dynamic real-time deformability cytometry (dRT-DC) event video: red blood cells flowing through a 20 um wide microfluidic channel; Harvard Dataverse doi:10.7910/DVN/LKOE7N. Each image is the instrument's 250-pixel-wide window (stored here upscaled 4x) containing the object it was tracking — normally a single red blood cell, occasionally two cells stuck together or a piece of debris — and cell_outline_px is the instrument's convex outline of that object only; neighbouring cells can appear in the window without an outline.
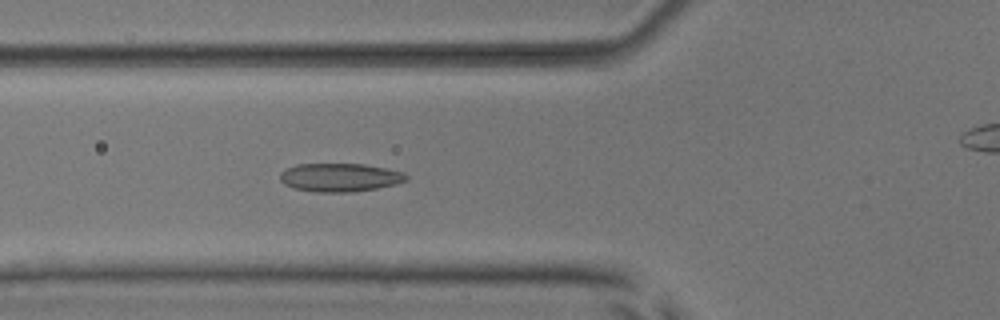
{"species": "common noctule bat (a hibernating species)", "species_latin": "Nyctalus noctula", "temperature_condition": "room temperature", "stored_images_in_passage": 38, "camera_frame_rate_fps": 3000, "um_per_image_px": 0.085, "animal": {"sex": "male", "body_mass_g": 17.9, "forearm_length_mm": 54.2}, "frame": {"image": 1, "passage_image": 3, "time_ms": 0.667, "image_size_px": [1000, 320], "cell_outline_px": [[408, 180], [396, 184], [376, 188], [352, 192], [316, 192], [292, 188], [284, 184], [280, 180], [280, 172], [296, 164], [364, 164], [404, 172], [408, 176]], "centroid_in_image_um": [28.88, 15.08], "position_along_channel_um": 96.9, "area_um2": 20.92}}
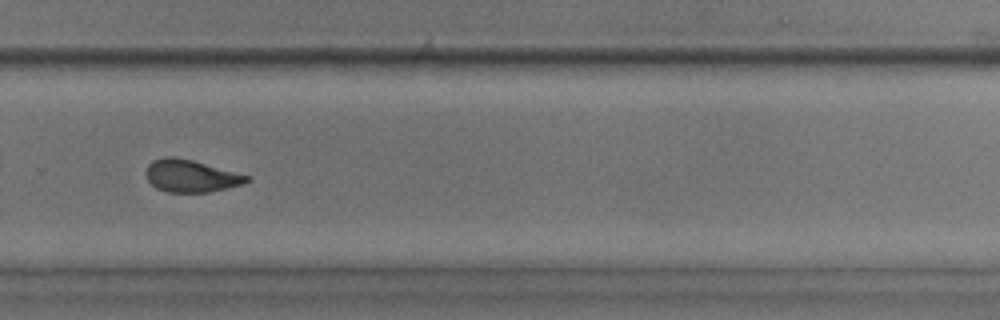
{"frame": {"image": 2, "passage_image": 20, "time_ms": 6.333, "image_size_px": [1000, 320], "cell_outline_px": [[252, 176], [244, 184], [208, 192], [168, 192], [156, 188], [148, 180], [144, 172], [148, 164], [152, 160], [164, 156], [172, 156], [192, 160]], "centroid_in_image_um": [16.21, 14.94], "position_along_channel_um": 313.6, "area_um2": 19.07}}
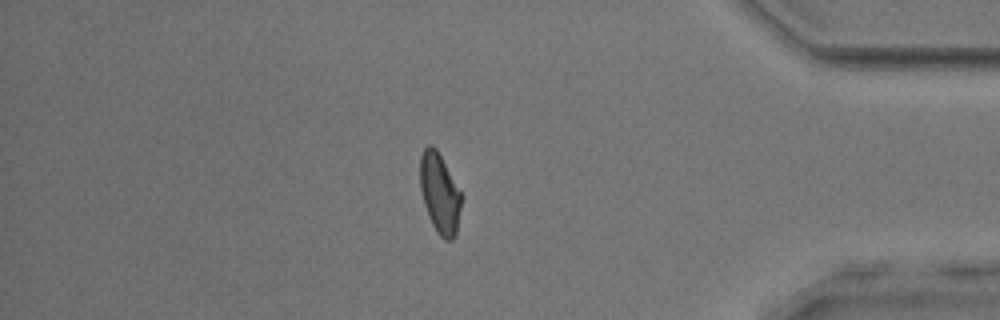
{"frame": {"image": 3, "passage_image": 29, "time_ms": 9.333, "image_size_px": [1000, 320], "cell_outline_px": [[460, 208], [456, 236], [452, 240], [444, 240], [436, 232], [428, 216], [424, 204], [420, 188], [420, 156], [424, 148], [428, 144], [432, 144], [436, 148], [460, 192]], "centroid_in_image_um": [37.34, 16.45], "position_along_channel_um": 397.9, "area_um2": 19.02}, "authors_computed_cell_mechanics": {"area_um2": 19.363, "velocity_mm_per_s": 3.8268, "shape_relaxation_time_tau1_ms": 4.6784, "shape_relaxation_time_tau2_ms": 1.8577, "deformation_change_tau1": 0.1342, "deformation_change_tau2": 0.0719}}